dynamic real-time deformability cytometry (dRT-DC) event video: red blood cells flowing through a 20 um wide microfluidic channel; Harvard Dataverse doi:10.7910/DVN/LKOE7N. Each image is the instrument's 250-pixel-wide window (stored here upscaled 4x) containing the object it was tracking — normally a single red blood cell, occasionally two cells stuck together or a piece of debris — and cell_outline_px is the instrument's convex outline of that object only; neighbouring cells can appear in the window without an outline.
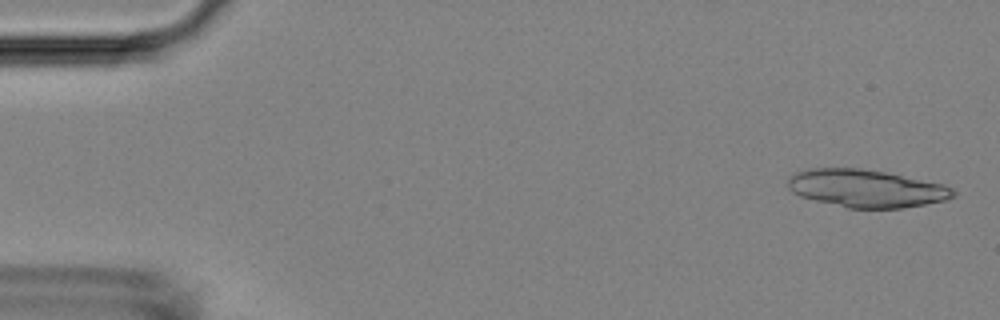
{"species": "Egyptian fruit bat (a non-hibernating species)", "species_latin": "Rousettus aegyptiacus", "temperature_condition": "room temperature", "stored_images_in_passage": 7, "camera_frame_rate_fps": 3000, "um_per_image_px": 0.085, "animal": {"sex": "female"}, "frame": {"image": 1, "passage_image": 2, "time_ms": 0.333, "image_size_px": [1000, 320], "cell_outline_px": [[956, 196], [944, 200], [904, 208], [848, 208], [800, 196], [792, 192], [788, 188], [788, 180], [792, 172], [808, 168], [860, 168], [884, 172], [944, 184], [952, 188], [956, 192]], "centroid_in_image_um": [73.61, 16.01], "position_along_channel_um": 11.4, "area_um2": 36.3}}